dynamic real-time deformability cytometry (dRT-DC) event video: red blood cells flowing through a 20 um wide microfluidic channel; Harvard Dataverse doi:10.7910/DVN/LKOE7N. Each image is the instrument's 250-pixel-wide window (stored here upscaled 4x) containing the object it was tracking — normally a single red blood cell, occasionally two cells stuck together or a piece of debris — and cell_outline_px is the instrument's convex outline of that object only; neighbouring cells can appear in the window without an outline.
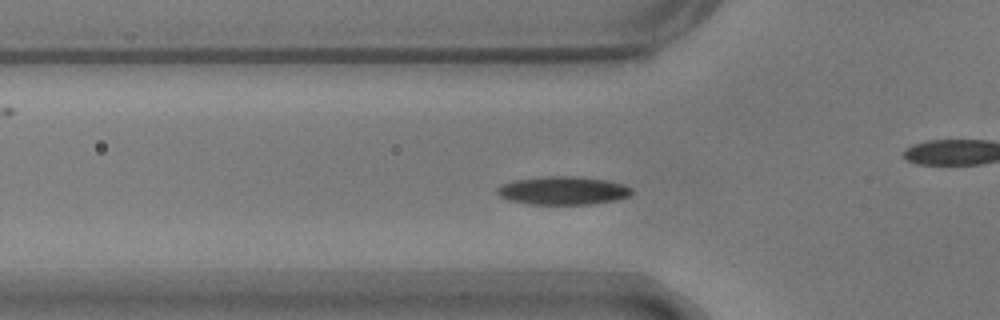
{"species": "common noctule bat (a hibernating species)", "species_latin": "Nyctalus noctula", "temperature_condition": "warm", "stored_images_in_passage": 52, "camera_frame_rate_fps": 3000, "um_per_image_px": 0.085, "animal": {"sex": "male", "body_mass_g": 17.9}, "frame": {"image": 1, "passage_image": 14, "time_ms": 4.333, "image_size_px": [1000, 320], "cell_outline_px": [[632, 192], [628, 196], [616, 200], [592, 204], [532, 204], [508, 200], [500, 196], [496, 192], [496, 188], [504, 184], [516, 180], [544, 176], [572, 176], [604, 180], [620, 184], [632, 188]], "centroid_in_image_um": [47.83, 16.2], "position_along_channel_um": 78.0, "area_um2": 21.85}}
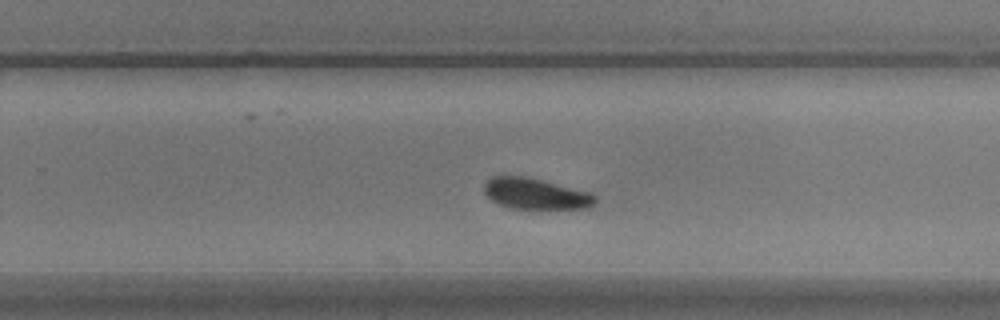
{"frame": {"image": 2, "passage_image": 31, "time_ms": 10.0, "image_size_px": [1000, 320], "cell_outline_px": [[596, 204], [588, 208], [508, 208], [492, 200], [484, 192], [484, 184], [492, 176], [524, 176], [588, 192], [596, 196]], "centroid_in_image_um": [45.51, 16.47], "position_along_channel_um": 284.3, "area_um2": 19.65}}
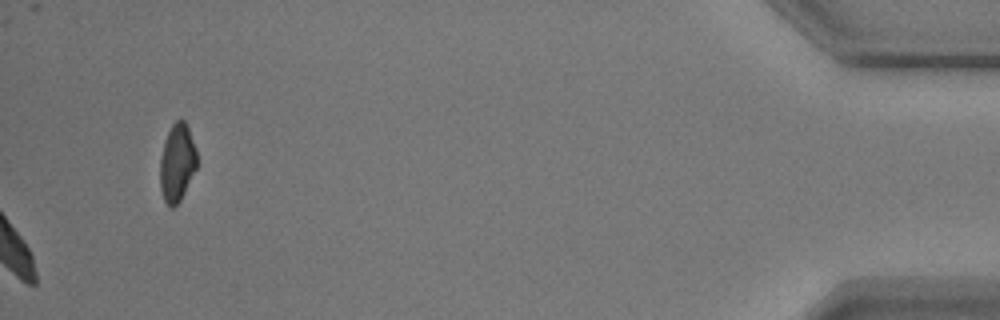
{"frame": {"image": 3, "passage_image": 52, "time_ms": 17.0, "image_size_px": [1000, 320], "cell_outline_px": [[196, 168], [180, 200], [172, 208], [164, 200], [160, 188], [160, 160], [164, 140], [172, 124], [176, 120], [184, 120], [188, 128], [196, 148]], "centroid_in_image_um": [15.04, 13.81], "position_along_channel_um": 420.2, "area_um2": 16.47}, "authors_computed_cell_mechanics": {"area_um2": 20.8658, "velocity_mm_per_s": 3.6365, "shape_relaxation_time_tau1_ms": 1.5094, "shape_relaxation_time_tau2_ms": null, "deformation_change_tau1": 0.0751, "deformation_change_tau2": null}}